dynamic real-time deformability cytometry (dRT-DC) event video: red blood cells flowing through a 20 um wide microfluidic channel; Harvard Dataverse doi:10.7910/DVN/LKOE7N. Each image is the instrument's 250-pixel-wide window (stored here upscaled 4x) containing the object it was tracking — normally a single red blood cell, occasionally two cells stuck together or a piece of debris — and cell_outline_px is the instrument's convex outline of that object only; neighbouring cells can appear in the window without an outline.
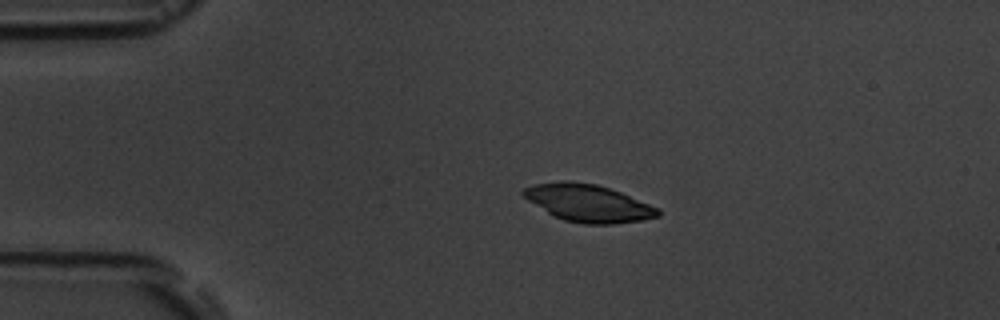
{"species": "common noctule bat (a hibernating species)", "species_latin": "Nyctalus noctula", "temperature_condition": "room temperature", "stored_images_in_passage": 4, "camera_frame_rate_fps": 3000, "um_per_image_px": 0.085, "animal": {"sex": "male", "body_mass_g": 19.5, "forearm_length_mm": 54.6}, "frame": {"image": 1, "passage_image": 3, "time_ms": 2.0, "image_size_px": [1000, 320], "cell_outline_px": [[660, 216], [644, 220], [612, 224], [584, 224], [564, 220], [552, 216], [528, 200], [520, 192], [524, 188], [532, 184], [560, 180], [564, 180], [596, 184], [620, 192], [660, 208]], "centroid_in_image_um": [49.98, 17.26], "position_along_channel_um": 35.0, "area_um2": 29.48}}